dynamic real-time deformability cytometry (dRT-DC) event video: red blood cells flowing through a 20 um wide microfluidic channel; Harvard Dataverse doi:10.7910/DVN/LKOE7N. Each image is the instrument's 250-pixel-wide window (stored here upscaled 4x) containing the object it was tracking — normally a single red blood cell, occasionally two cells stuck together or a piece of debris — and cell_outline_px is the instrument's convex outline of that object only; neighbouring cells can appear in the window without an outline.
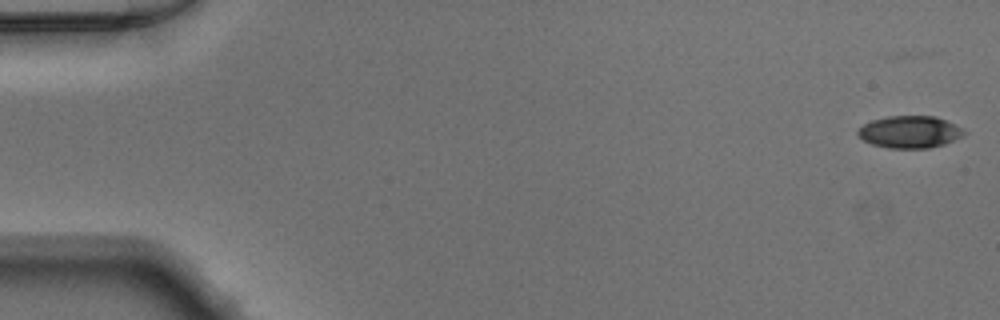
{"species": "Egyptian fruit bat (a non-hibernating species)", "species_latin": "Rousettus aegyptiacus", "temperature_condition": "warm", "stored_images_in_passage": 50, "camera_frame_rate_fps": 3000, "um_per_image_px": 0.085, "animal": {"sex": "male"}, "frame": {"image": 1, "passage_image": 1, "time_ms": 0.0, "image_size_px": [1000, 320], "cell_outline_px": [[968, 132], [964, 136], [944, 144], [928, 148], [888, 148], [872, 144], [864, 140], [856, 132], [864, 124], [872, 120], [888, 116], [936, 116]], "centroid_in_image_um": [77.34, 11.22], "position_along_channel_um": 7.7, "area_um2": 19.71}}
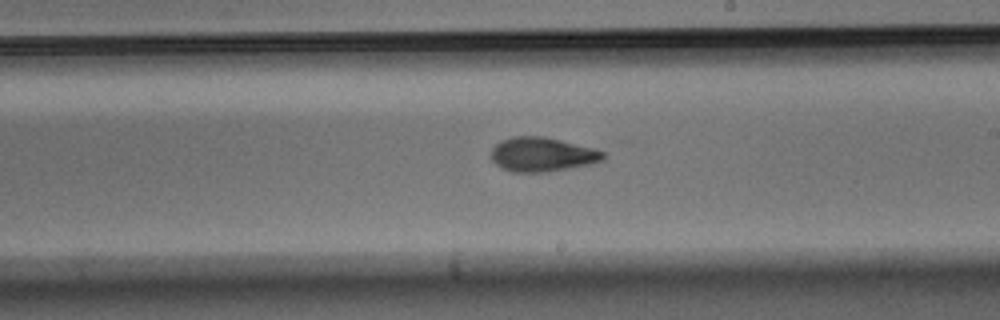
{"frame": {"image": 2, "passage_image": 29, "time_ms": 9.333, "image_size_px": [1000, 320], "cell_outline_px": [[604, 160], [592, 164], [548, 172], [512, 172], [500, 168], [492, 160], [492, 148], [500, 140], [512, 136], [544, 136], [596, 148], [604, 152]], "centroid_in_image_um": [46.1, 13.13], "position_along_channel_um": 242.9, "area_um2": 22.66}}
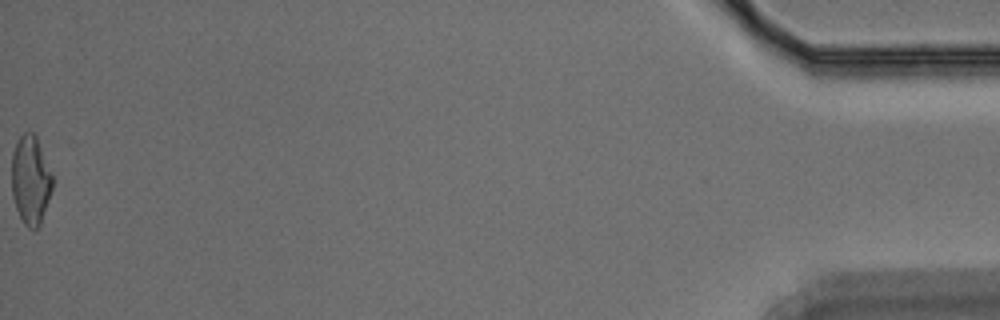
{"frame": {"image": 3, "passage_image": 50, "time_ms": 16.333, "image_size_px": [1000, 320], "cell_outline_px": [[52, 188], [40, 224], [36, 228], [28, 228], [24, 224], [16, 208], [12, 196], [12, 152], [16, 140], [24, 132], [32, 132], [36, 136], [52, 176]], "centroid_in_image_um": [2.57, 15.28], "position_along_channel_um": 432.6, "area_um2": 20.81}}